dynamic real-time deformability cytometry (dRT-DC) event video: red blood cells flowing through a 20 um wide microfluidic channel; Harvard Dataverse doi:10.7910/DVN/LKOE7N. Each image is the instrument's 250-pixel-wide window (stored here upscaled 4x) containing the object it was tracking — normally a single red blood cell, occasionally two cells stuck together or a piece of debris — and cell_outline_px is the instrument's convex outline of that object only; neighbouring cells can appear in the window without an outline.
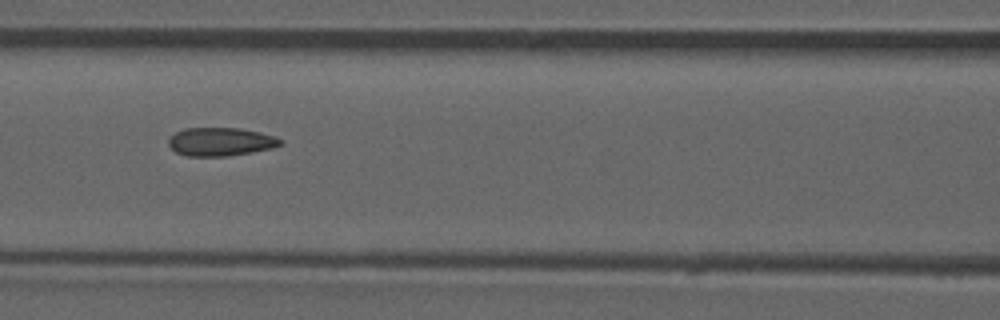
{"species": "common noctule bat (a hibernating species)", "species_latin": "Nyctalus noctula", "temperature_condition": "room temperature", "stored_images_in_passage": 26, "camera_frame_rate_fps": 3000, "um_per_image_px": 0.085, "animal": {"sex": "male", "forearm_length_mm": 52.5}, "frame": {"image": 1, "passage_image": 8, "time_ms": 2.333, "image_size_px": [1000, 320], "cell_outline_px": [[284, 144], [272, 148], [252, 152], [228, 156], [188, 156], [176, 152], [168, 144], [168, 140], [176, 132], [184, 128], [240, 128], [260, 132], [276, 136], [284, 140]], "centroid_in_image_um": [18.8, 12.04], "position_along_channel_um": 147.8, "area_um2": 18.61}, "authors_computed_cell_mechanics": {"area_um2": 18.3804, "velocity_mm_per_s": 3.9502, "shape_relaxation_time_tau1_ms": null, "shape_relaxation_time_tau2_ms": 1.6729, "deformation_change_tau1": null, "deformation_change_tau2": 0.0861}}